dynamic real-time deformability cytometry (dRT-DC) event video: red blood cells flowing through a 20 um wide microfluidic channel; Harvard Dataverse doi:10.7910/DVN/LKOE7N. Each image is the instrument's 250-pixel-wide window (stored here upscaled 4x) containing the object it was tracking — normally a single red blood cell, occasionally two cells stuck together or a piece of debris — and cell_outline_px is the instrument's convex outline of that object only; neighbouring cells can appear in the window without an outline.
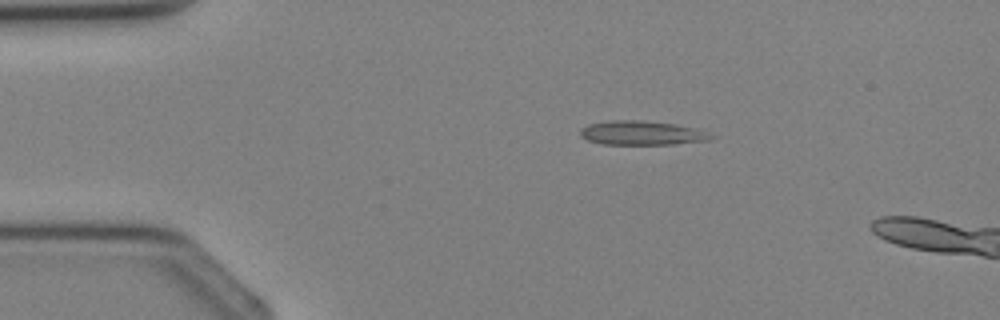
{"species": "Egyptian fruit bat (a non-hibernating species)", "species_latin": "Rousettus aegyptiacus", "temperature_condition": "cold", "stored_images_in_passage": 4, "camera_frame_rate_fps": 3000, "um_per_image_px": 0.085, "animal": {"sex": "female"}, "frame": {"image": 1, "passage_image": 3, "time_ms": 2.0, "image_size_px": [1000, 320], "cell_outline_px": [[716, 136], [708, 140], [672, 144], [600, 144], [588, 140], [580, 136], [580, 128], [588, 124], [608, 120], [644, 120], [676, 124], [696, 128], [708, 132]], "centroid_in_image_um": [54.54, 11.29], "position_along_channel_um": 30.5, "area_um2": 18.55}}